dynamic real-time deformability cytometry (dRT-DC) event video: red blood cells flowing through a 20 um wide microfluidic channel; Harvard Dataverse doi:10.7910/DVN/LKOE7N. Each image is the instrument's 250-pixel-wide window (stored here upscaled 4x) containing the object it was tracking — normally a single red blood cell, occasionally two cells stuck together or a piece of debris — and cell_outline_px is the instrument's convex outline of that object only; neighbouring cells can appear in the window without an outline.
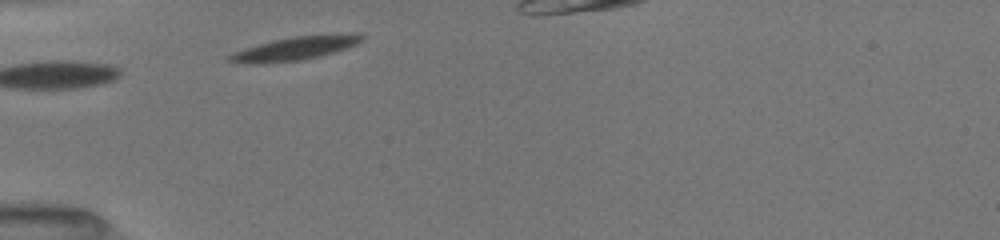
{"species": "common noctule bat (a hibernating species)", "species_latin": "Nyctalus noctula", "temperature_condition": "room temperature", "stored_images_in_passage": 4, "camera_frame_rate_fps": 3000, "um_per_image_px": 0.085, "animal": {"sex": "female", "body_mass_g": 19.5, "forearm_length_mm": 54.1}, "frame": {"image": 1, "passage_image": 1, "time_ms": 0.0, "image_size_px": [1000, 240], "cell_outline_px": [[364, 40], [356, 44], [320, 56], [300, 60], [264, 64], [236, 64], [228, 60], [228, 56], [232, 52], [244, 48], [292, 36], [364, 36]], "centroid_in_image_um": [24.84, 4.18], "position_along_channel_um": 60.2, "area_um2": 17.28}}